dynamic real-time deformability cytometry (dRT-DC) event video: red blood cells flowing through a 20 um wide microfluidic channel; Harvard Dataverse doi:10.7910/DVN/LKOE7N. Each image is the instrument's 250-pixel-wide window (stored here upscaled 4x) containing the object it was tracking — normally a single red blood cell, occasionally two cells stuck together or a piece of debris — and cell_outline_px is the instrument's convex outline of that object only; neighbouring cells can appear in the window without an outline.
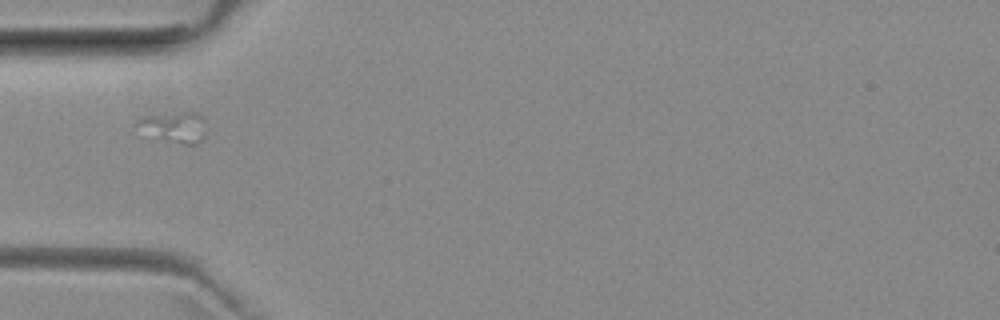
{"species": "common noctule bat (a hibernating species)", "species_latin": "Nyctalus noctula", "temperature_condition": "room temperature", "stored_images_in_passage": 15, "camera_frame_rate_fps": 3000, "um_per_image_px": 0.085, "animal": {"sex": "female", "body_mass_g": 29.2, "forearm_length_mm": 56.3}, "frame": {"image": 1, "passage_image": 1, "time_ms": 0.0, "image_size_px": [1000, 320], "cell_outline_px": [[204, 136], [196, 144], [184, 144], [160, 136], [136, 124], [136, 120], [148, 116], [180, 112], [200, 112], [204, 116]], "centroid_in_image_um": [14.98, 10.74], "position_along_channel_um": 70.0, "area_um2": 11.33}}